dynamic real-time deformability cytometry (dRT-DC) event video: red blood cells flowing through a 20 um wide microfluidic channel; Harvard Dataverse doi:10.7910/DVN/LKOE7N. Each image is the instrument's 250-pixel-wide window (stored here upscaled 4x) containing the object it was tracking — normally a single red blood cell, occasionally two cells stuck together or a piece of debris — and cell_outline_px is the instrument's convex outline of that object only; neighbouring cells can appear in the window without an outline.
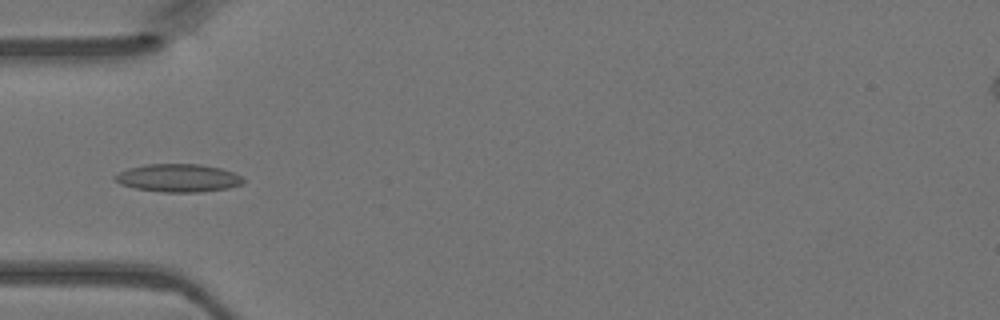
{"species": "Egyptian fruit bat (a non-hibernating species)", "species_latin": "Rousettus aegyptiacus", "temperature_condition": "warm", "stored_images_in_passage": 33, "camera_frame_rate_fps": 3000, "um_per_image_px": 0.085, "animal": {"sex": "female"}, "frame": {"image": 1, "passage_image": 1, "time_ms": 0.0, "image_size_px": [1000, 320], "cell_outline_px": [[244, 184], [228, 188], [200, 192], [164, 192], [136, 188], [120, 184], [112, 180], [112, 176], [128, 168], [144, 164], [200, 164], [220, 168], [232, 172], [240, 176], [244, 180]], "centroid_in_image_um": [15.12, 15.12], "position_along_channel_um": 69.9, "area_um2": 20.98}}
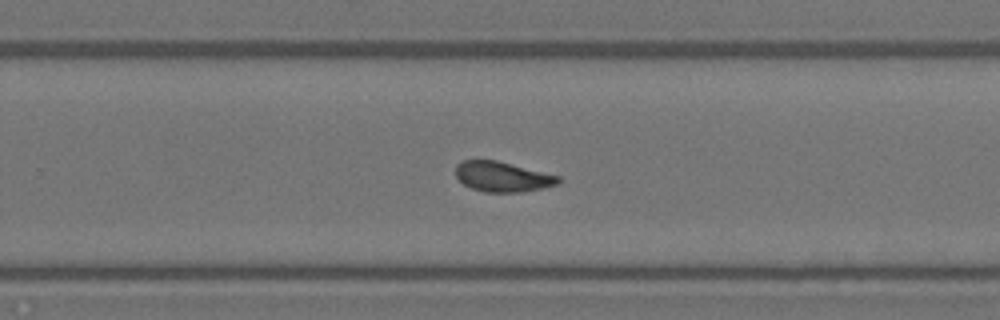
{"frame": {"image": 2, "passage_image": 16, "time_ms": 5.0, "image_size_px": [1000, 320], "cell_outline_px": [[560, 184], [524, 192], [484, 192], [472, 188], [464, 184], [456, 176], [456, 164], [460, 160], [496, 160], [560, 176]], "centroid_in_image_um": [42.71, 15.02], "position_along_channel_um": 287.1, "area_um2": 18.03}}
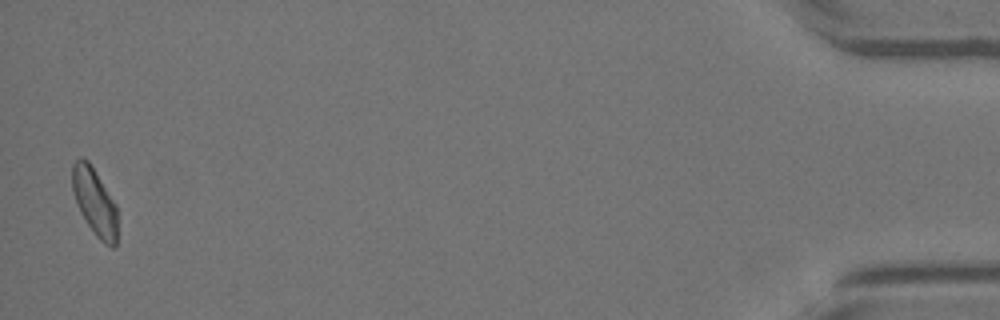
{"frame": {"image": 3, "passage_image": 32, "time_ms": 10.333, "image_size_px": [1000, 320], "cell_outline_px": [[116, 244], [112, 248], [104, 244], [96, 236], [80, 212], [72, 188], [72, 164], [80, 156], [84, 156], [88, 160], [116, 204]], "centroid_in_image_um": [8.03, 17.13], "position_along_channel_um": 427.2, "area_um2": 17.51}}